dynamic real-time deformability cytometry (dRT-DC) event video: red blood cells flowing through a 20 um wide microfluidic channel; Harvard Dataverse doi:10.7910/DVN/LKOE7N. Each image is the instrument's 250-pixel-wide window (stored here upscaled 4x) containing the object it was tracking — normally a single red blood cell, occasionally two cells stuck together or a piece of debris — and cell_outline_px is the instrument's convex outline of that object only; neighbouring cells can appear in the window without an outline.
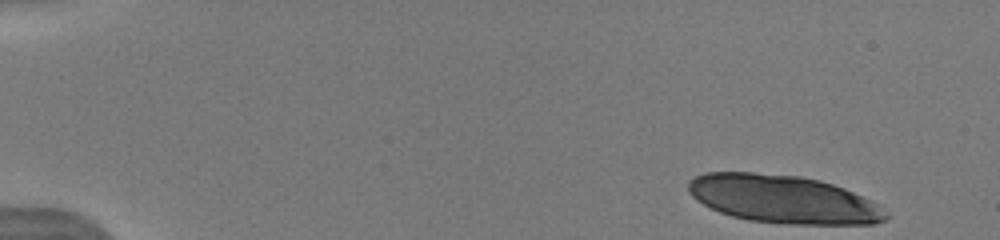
{"species": "human", "species_latin": "Homo sapiens", "temperature_condition": "warm", "stored_images_in_passage": 22, "camera_frame_rate_fps": 3000, "um_per_image_px": 0.085, "donor": {"sex": "male"}, "frame": {"image": 1, "passage_image": 1, "time_ms": 0.0, "image_size_px": [1000, 240], "cell_outline_px": [[888, 216], [884, 220], [876, 224], [788, 224], [748, 220], [732, 216], [720, 212], [696, 200], [688, 192], [688, 180], [696, 176], [708, 172], [752, 172], [800, 176], [820, 180], [844, 188], [872, 200], [888, 212]], "centroid_in_image_um": [66.58, 16.93], "position_along_channel_um": 18.4, "area_um2": 55.43}, "authors_computed_cell_mechanics": {"area_um2": 35.3158, "velocity_mm_per_s": 4.0753, "shape_relaxation_time_tau1_ms": 3.7881, "shape_relaxation_time_tau2_ms": 0.7624, "deformation_change_tau1": 0.1441, "deformation_change_tau2": 0.065}}